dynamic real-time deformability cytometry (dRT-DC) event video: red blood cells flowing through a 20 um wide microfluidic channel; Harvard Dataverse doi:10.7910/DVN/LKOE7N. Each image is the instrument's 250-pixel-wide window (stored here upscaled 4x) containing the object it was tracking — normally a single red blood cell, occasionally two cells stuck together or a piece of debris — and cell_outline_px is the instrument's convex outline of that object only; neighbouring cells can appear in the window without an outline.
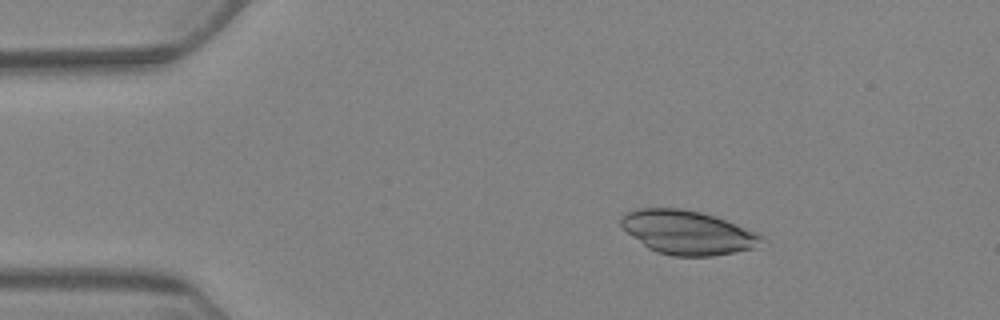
{"species": "Egyptian fruit bat (a non-hibernating species)", "species_latin": "Rousettus aegyptiacus", "temperature_condition": "warm", "stored_images_in_passage": 7, "camera_frame_rate_fps": 3000, "um_per_image_px": 0.085, "animal": {"sex": "female"}, "frame": {"image": 1, "passage_image": 2, "time_ms": 1.333, "image_size_px": [1000, 320], "cell_outline_px": [[764, 236], [756, 248], [712, 256], [672, 256], [656, 252], [648, 248], [628, 232], [620, 224], [620, 220], [628, 212], [640, 208], [684, 208], [716, 216], [760, 232]], "centroid_in_image_um": [58.5, 19.75], "position_along_channel_um": 26.5, "area_um2": 35.95}}
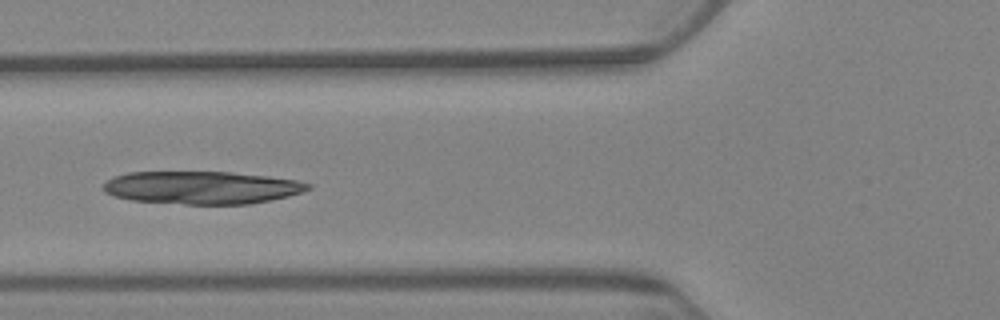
{"frame": {"image": 2, "passage_image": 6, "time_ms": 6.0, "image_size_px": [1000, 320], "cell_outline_px": [[312, 188], [288, 196], [248, 204], [184, 204], [132, 200], [112, 196], [104, 192], [104, 184], [108, 180], [116, 176], [128, 172], [232, 172], [268, 176], [300, 180], [312, 184]], "centroid_in_image_um": [17.17, 15.94], "position_along_channel_um": 108.6, "area_um2": 39.07}}